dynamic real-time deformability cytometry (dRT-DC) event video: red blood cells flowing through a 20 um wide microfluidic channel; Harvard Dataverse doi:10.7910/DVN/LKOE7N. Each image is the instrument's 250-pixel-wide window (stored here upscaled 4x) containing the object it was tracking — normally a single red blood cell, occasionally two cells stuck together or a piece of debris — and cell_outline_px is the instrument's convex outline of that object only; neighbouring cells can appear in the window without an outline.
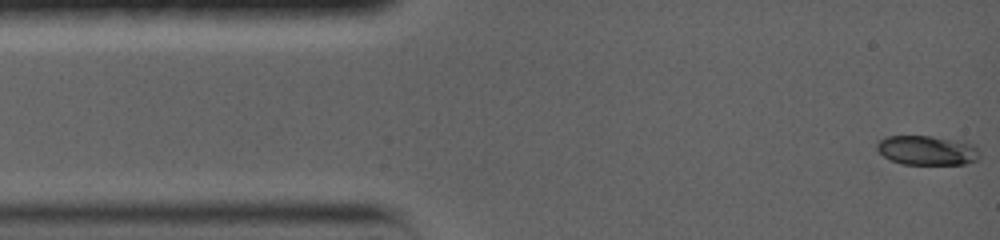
{"species": "common noctule bat (a hibernating species)", "species_latin": "Nyctalus noctula", "temperature_condition": "warm", "stored_images_in_passage": 43, "camera_frame_rate_fps": 5000, "um_per_image_px": 0.085, "animal": {"sex": "female", "body_mass_g": 19.0, "forearm_length_mm": 56.7}, "frame": {"image": 1, "passage_image": 1, "time_ms": 0.0, "image_size_px": [1000, 240], "cell_outline_px": [[980, 156], [976, 160], [964, 164], [900, 164], [884, 156], [876, 148], [876, 144], [880, 140], [888, 136], [932, 136], [972, 144], [980, 152]], "centroid_in_image_um": [78.78, 12.78], "position_along_channel_um": 6.2, "area_um2": 17.4}}
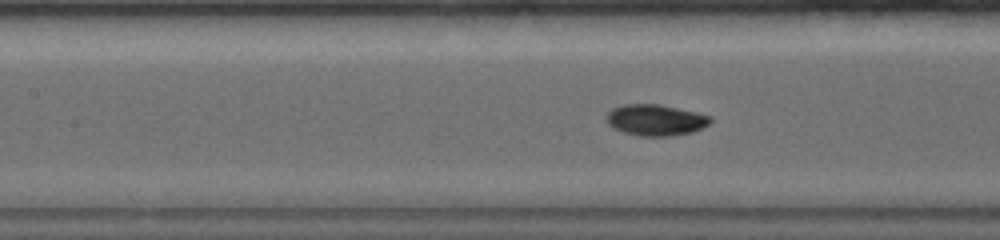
{"frame": {"image": 2, "passage_image": 17, "time_ms": 6.2, "image_size_px": [1000, 240], "cell_outline_px": [[712, 120], [708, 124], [692, 132], [672, 136], [640, 136], [624, 132], [612, 128], [608, 124], [608, 112], [612, 108], [624, 104], [660, 104], [696, 112], [712, 116]], "centroid_in_image_um": [55.73, 10.2], "position_along_channel_um": 151.7, "area_um2": 18.84}}
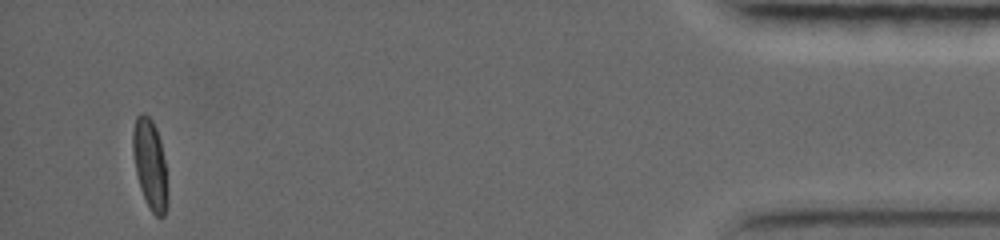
{"frame": {"image": 3, "passage_image": 40, "time_ms": 16.4, "image_size_px": [1000, 240], "cell_outline_px": [[168, 204], [164, 216], [156, 216], [152, 212], [140, 188], [136, 172], [132, 152], [132, 132], [136, 116], [140, 112], [144, 112], [152, 120], [156, 128], [160, 140], [164, 160], [168, 200]], "centroid_in_image_um": [12.74, 13.93], "position_along_channel_um": 422.5, "area_um2": 18.15}, "authors_computed_cell_mechanics": {"area_um2": 17.918, "velocity_mm_per_s": 3.6129, "shape_relaxation_time_tau1_ms": 4.1177, "shape_relaxation_time_tau2_ms": null, "deformation_change_tau1": 0.1676, "deformation_change_tau2": null}}